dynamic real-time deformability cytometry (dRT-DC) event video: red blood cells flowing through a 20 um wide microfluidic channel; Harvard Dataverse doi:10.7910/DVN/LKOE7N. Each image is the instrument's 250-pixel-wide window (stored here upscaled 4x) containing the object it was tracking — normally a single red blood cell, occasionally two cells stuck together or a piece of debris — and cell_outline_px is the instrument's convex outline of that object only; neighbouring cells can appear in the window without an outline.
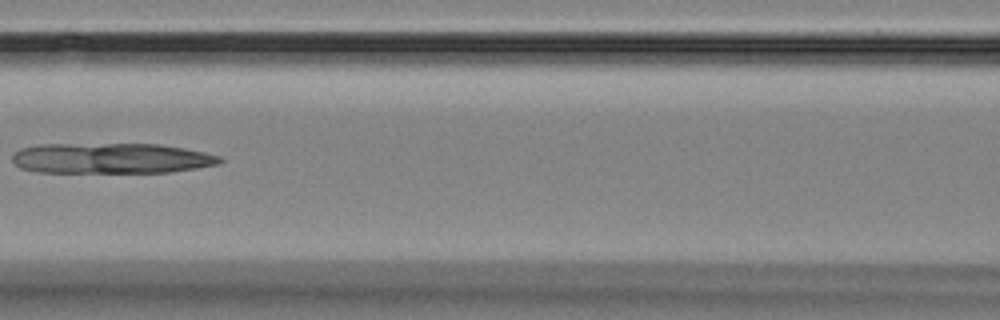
{"species": "Egyptian fruit bat (a non-hibernating species)", "species_latin": "Rousettus aegyptiacus", "temperature_condition": "room temperature", "stored_images_in_passage": 9, "camera_frame_rate_fps": 3000, "um_per_image_px": 0.085, "animal": {"sex": "female"}, "frame": {"image": 1, "passage_image": 8, "time_ms": 8.667, "image_size_px": [1000, 320], "cell_outline_px": [[224, 160], [220, 164], [196, 168], [168, 172], [36, 172], [20, 168], [12, 160], [12, 156], [20, 148], [40, 144], [160, 144], [184, 148], [204, 152], [220, 156]], "centroid_in_image_um": [9.46, 13.45], "position_along_channel_um": 157.1, "area_um2": 36.93}}
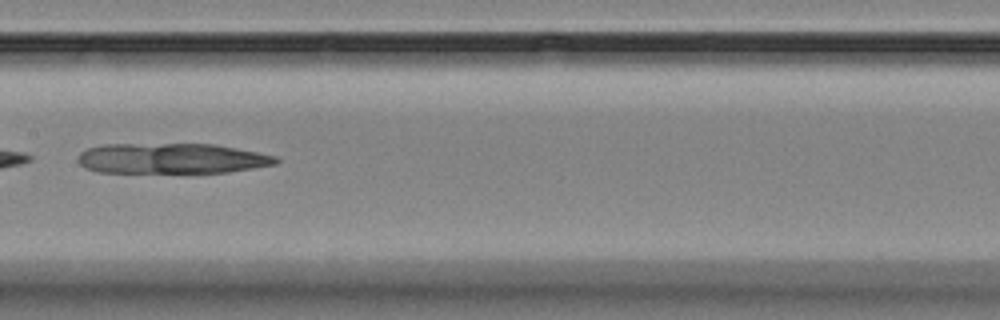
{"frame": {"image": 2, "passage_image": 9, "time_ms": 9.667, "image_size_px": [1000, 320], "cell_outline_px": [[280, 160], [276, 164], [228, 172], [192, 176], [96, 172], [84, 168], [76, 160], [80, 152], [88, 148], [104, 144], [212, 144], [256, 152], [276, 156]], "centroid_in_image_um": [14.54, 13.53], "position_along_channel_um": 192.9, "area_um2": 36.82}}